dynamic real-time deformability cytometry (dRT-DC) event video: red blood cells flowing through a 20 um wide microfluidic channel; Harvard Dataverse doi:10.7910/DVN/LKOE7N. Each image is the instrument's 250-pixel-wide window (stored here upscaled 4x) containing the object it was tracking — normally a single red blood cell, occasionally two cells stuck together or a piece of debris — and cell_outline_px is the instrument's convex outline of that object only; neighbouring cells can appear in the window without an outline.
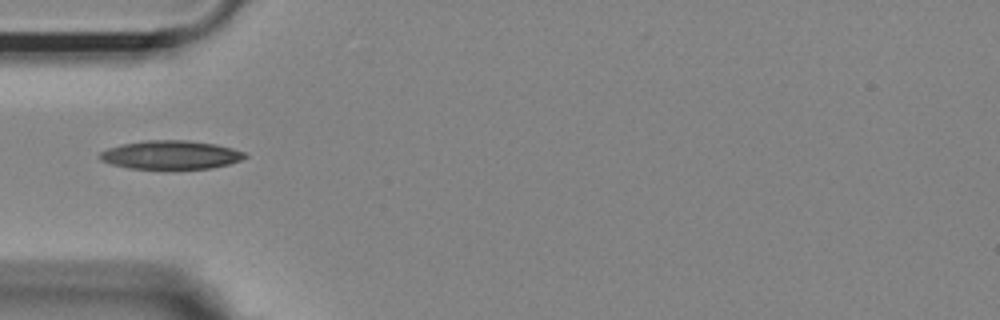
{"species": "Egyptian fruit bat (a non-hibernating species)", "species_latin": "Rousettus aegyptiacus", "temperature_condition": "room temperature", "stored_images_in_passage": 14, "camera_frame_rate_fps": 3000, "um_per_image_px": 0.085, "animal": {"sex": "female"}, "frame": {"image": 1, "passage_image": 1, "time_ms": 0.0, "image_size_px": [1000, 320], "cell_outline_px": [[248, 156], [240, 160], [228, 164], [212, 168], [128, 168], [112, 164], [100, 160], [96, 156], [100, 152], [108, 148], [120, 144], [144, 140], [188, 140], [216, 144], [232, 148], [244, 152]], "centroid_in_image_um": [14.48, 13.15], "position_along_channel_um": 70.5, "area_um2": 24.16}}
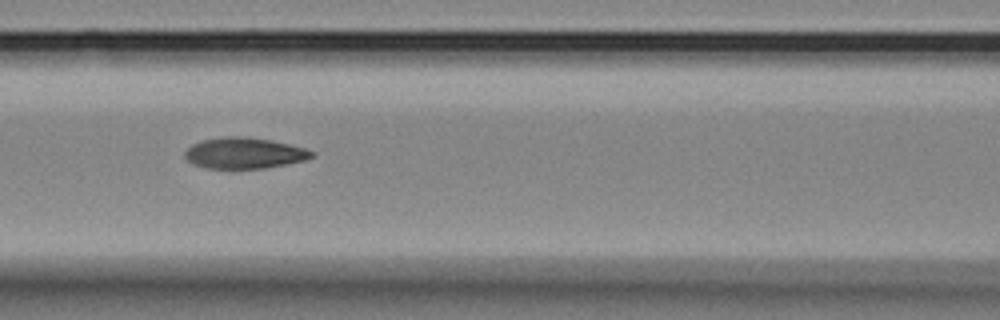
{"frame": {"image": 2, "passage_image": 7, "time_ms": 2.0, "image_size_px": [1000, 320], "cell_outline_px": [[316, 156], [304, 160], [288, 164], [264, 168], [208, 168], [192, 164], [184, 156], [184, 152], [192, 144], [204, 140], [224, 136], [248, 136], [272, 140], [304, 148], [316, 152]], "centroid_in_image_um": [20.79, 13.0], "position_along_channel_um": 145.8, "area_um2": 23.0}}
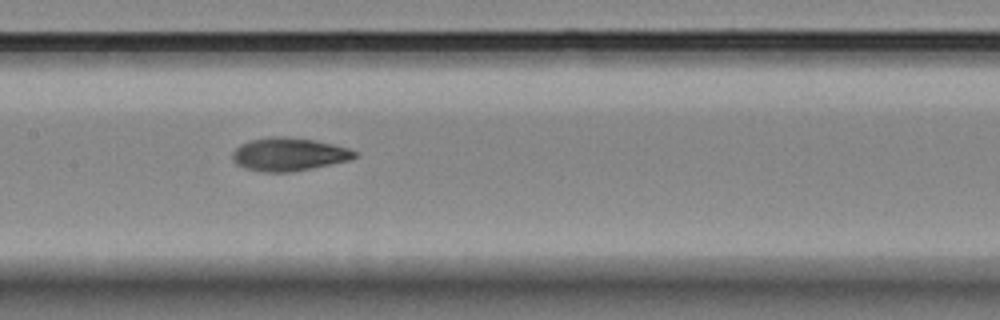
{"frame": {"image": 3, "passage_image": 10, "time_ms": 3.0, "image_size_px": [1000, 320], "cell_outline_px": [[356, 156], [348, 160], [312, 168], [288, 172], [264, 172], [244, 168], [236, 164], [232, 160], [232, 152], [240, 144], [248, 140], [268, 136], [284, 136], [316, 140], [348, 148], [356, 152]], "centroid_in_image_um": [24.48, 13.1], "position_along_channel_um": 182.9, "area_um2": 23.64}}